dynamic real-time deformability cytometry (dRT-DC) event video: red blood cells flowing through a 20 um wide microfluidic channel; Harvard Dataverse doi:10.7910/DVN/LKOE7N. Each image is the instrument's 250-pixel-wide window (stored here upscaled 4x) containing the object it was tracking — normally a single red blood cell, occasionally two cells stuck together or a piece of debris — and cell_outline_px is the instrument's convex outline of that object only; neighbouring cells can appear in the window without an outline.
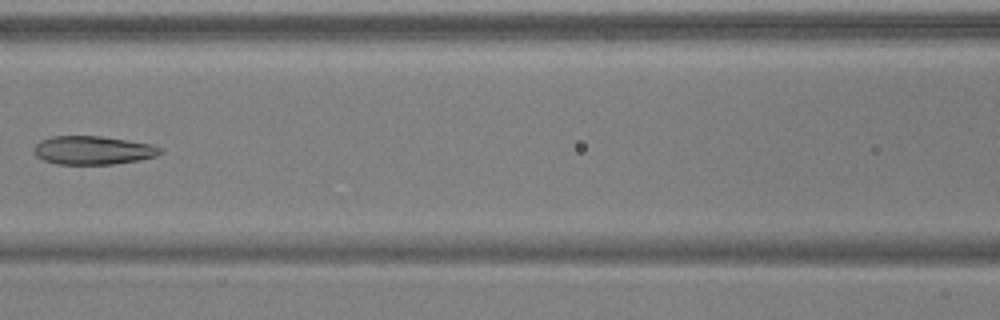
{"species": "common noctule bat (a hibernating species)", "species_latin": "Nyctalus noctula", "temperature_condition": "warm", "stored_images_in_passage": 7, "camera_frame_rate_fps": 3000, "um_per_image_px": 0.085, "animal": {"sex": "male", "body_mass_g": 17.9, "forearm_length_mm": 54.2}, "frame": {"image": 1, "passage_image": 7, "time_ms": 2.0, "image_size_px": [1000, 320], "cell_outline_px": [[164, 152], [156, 156], [140, 160], [112, 164], [56, 164], [44, 160], [36, 156], [32, 152], [32, 148], [40, 140], [52, 136], [100, 136], [152, 144], [160, 148]], "centroid_in_image_um": [7.87, 12.77], "position_along_channel_um": 158.7, "area_um2": 21.1}}